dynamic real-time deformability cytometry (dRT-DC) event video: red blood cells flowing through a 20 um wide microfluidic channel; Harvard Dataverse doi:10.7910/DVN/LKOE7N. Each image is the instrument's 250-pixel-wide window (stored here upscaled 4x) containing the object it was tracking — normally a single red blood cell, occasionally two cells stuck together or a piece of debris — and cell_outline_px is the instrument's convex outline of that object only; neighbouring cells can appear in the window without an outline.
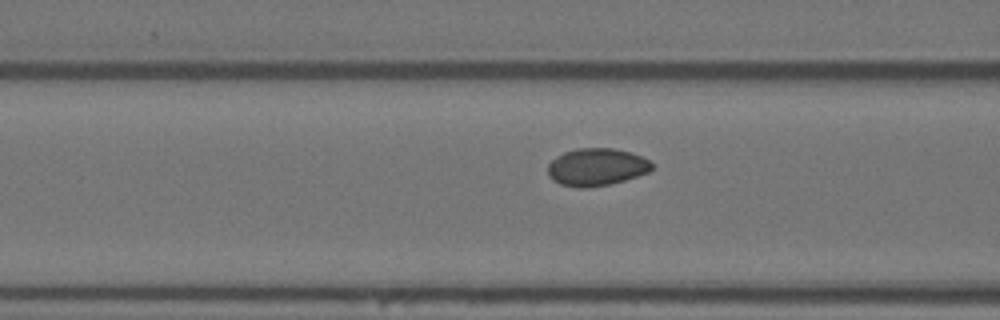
{"species": "Egyptian fruit bat (a non-hibernating species)", "species_latin": "Rousettus aegyptiacus", "temperature_condition": "warm", "stored_images_in_passage": 19, "camera_frame_rate_fps": 3000, "um_per_image_px": 0.085, "animal": {"sex": "female"}, "frame": {"image": 1, "passage_image": 16, "time_ms": 5.0, "image_size_px": [1000, 320], "cell_outline_px": [[652, 168], [648, 172], [624, 180], [608, 184], [584, 188], [580, 188], [560, 184], [552, 180], [548, 176], [548, 164], [556, 156], [564, 152], [576, 148], [612, 148], [632, 152], [648, 160], [652, 164]], "centroid_in_image_um": [50.67, 14.19], "position_along_channel_um": 115.9, "area_um2": 22.66}}